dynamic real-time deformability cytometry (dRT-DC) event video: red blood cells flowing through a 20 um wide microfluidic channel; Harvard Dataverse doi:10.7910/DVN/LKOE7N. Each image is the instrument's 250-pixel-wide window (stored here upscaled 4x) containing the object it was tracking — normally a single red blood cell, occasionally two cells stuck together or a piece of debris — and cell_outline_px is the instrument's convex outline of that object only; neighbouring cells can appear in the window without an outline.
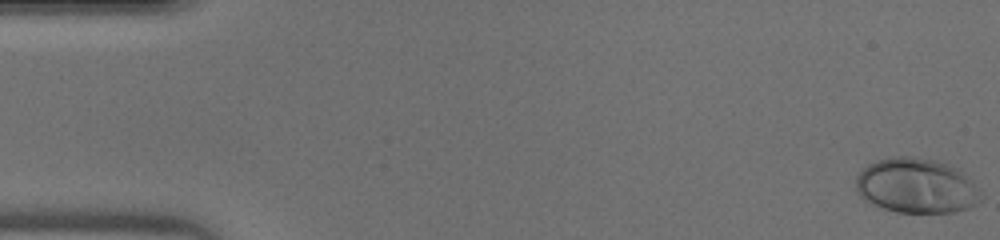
{"species": "human", "species_latin": "Homo sapiens", "temperature_condition": "warm", "stored_images_in_passage": 47, "camera_frame_rate_fps": 3000, "um_per_image_px": 0.085, "donor": {"sex": "male"}, "frame": {"image": 1, "passage_image": 1, "time_ms": 0.0, "image_size_px": [1000, 240], "cell_outline_px": [[980, 200], [976, 204], [968, 208], [952, 212], [896, 212], [884, 208], [864, 200], [860, 196], [856, 188], [856, 176], [868, 164], [880, 160], [900, 156], [912, 156], [936, 160], [960, 168], [980, 192]], "centroid_in_image_um": [77.89, 15.78], "position_along_channel_um": 7.1, "area_um2": 39.77}}
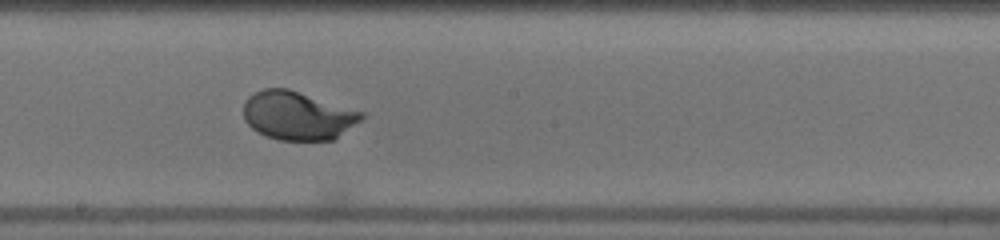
{"frame": {"image": 2, "passage_image": 26, "time_ms": 8.333, "image_size_px": [1000, 240], "cell_outline_px": [[364, 116], [360, 120], [336, 140], [280, 140], [264, 136], [256, 132], [244, 120], [244, 100], [248, 96], [264, 88], [288, 88], [364, 112]], "centroid_in_image_um": [25.29, 9.83], "position_along_channel_um": 222.9, "area_um2": 33.58}}
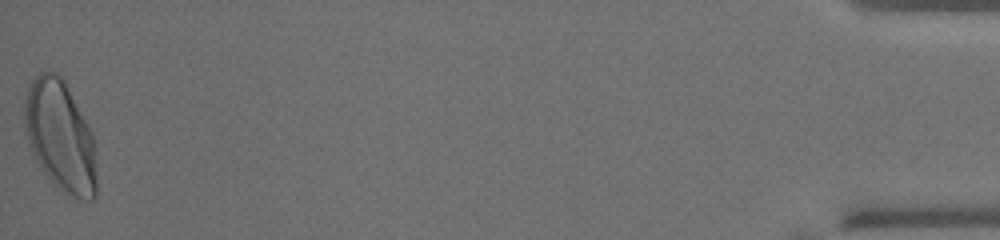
{"frame": {"image": 3, "passage_image": 47, "time_ms": 15.333, "image_size_px": [1000, 240], "cell_outline_px": [[96, 196], [92, 200], [84, 200], [72, 196], [64, 192], [44, 172], [36, 160], [28, 144], [24, 128], [24, 100], [28, 84], [40, 72], [56, 72], [64, 80], [88, 124], [92, 132], [96, 180]], "centroid_in_image_um": [5.1, 11.54], "position_along_channel_um": 430.1, "area_um2": 46.24}}